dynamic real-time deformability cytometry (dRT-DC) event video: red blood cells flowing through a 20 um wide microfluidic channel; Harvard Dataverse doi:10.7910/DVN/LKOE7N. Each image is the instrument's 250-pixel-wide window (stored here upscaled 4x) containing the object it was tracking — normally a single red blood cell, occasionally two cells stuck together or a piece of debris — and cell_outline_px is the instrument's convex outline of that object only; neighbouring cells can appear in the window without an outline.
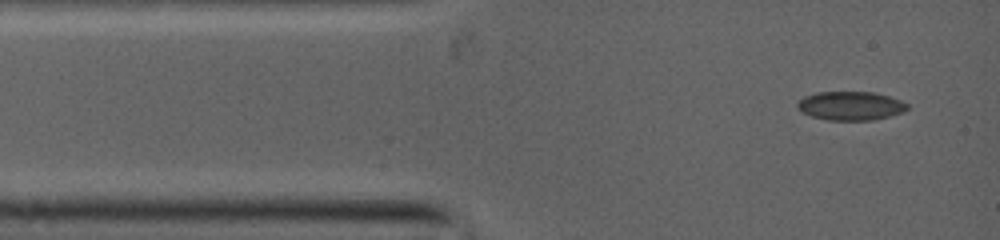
{"species": "common noctule bat (a hibernating species)", "species_latin": "Nyctalus noctula", "temperature_condition": "warm", "stored_images_in_passage": 9, "camera_frame_rate_fps": 5000, "um_per_image_px": 0.085, "animal": {"sex": "female", "body_mass_g": 19.0, "forearm_length_mm": 53.3}, "frame": {"image": 1, "passage_image": 1, "time_ms": 0.0, "image_size_px": [1000, 240], "cell_outline_px": [[908, 108], [904, 112], [872, 120], [828, 120], [812, 116], [796, 108], [796, 100], [804, 96], [816, 92], [872, 92], [888, 96], [900, 100], [908, 104]], "centroid_in_image_um": [72.26, 8.99], "position_along_channel_um": 12.7, "area_um2": 18.44}}
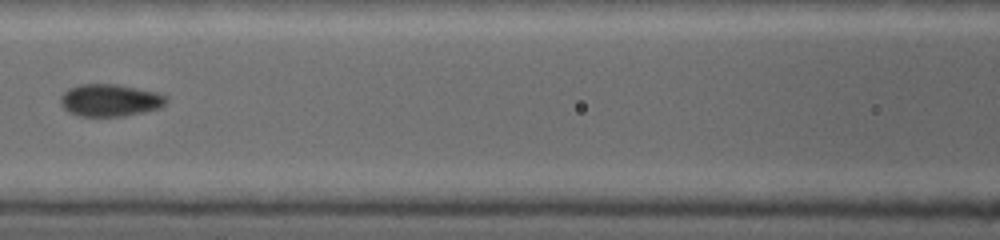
{"frame": {"image": 2, "passage_image": 6, "time_ms": 4.2, "image_size_px": [1000, 240], "cell_outline_px": [[164, 104], [152, 108], [136, 112], [116, 116], [80, 116], [64, 108], [60, 104], [60, 96], [64, 92], [72, 88], [84, 84], [116, 84], [152, 92], [164, 96]], "centroid_in_image_um": [9.22, 8.51], "position_along_channel_um": 157.4, "area_um2": 18.73}}
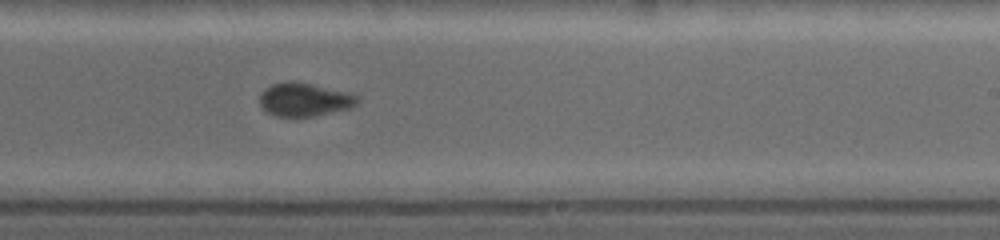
{"frame": {"image": 3, "passage_image": 9, "time_ms": 6.6, "image_size_px": [1000, 240], "cell_outline_px": [[356, 104], [348, 108], [312, 116], [280, 116], [268, 112], [260, 104], [260, 96], [272, 84], [308, 84], [356, 96]], "centroid_in_image_um": [25.83, 8.52], "position_along_channel_um": 263.2, "area_um2": 17.34}}